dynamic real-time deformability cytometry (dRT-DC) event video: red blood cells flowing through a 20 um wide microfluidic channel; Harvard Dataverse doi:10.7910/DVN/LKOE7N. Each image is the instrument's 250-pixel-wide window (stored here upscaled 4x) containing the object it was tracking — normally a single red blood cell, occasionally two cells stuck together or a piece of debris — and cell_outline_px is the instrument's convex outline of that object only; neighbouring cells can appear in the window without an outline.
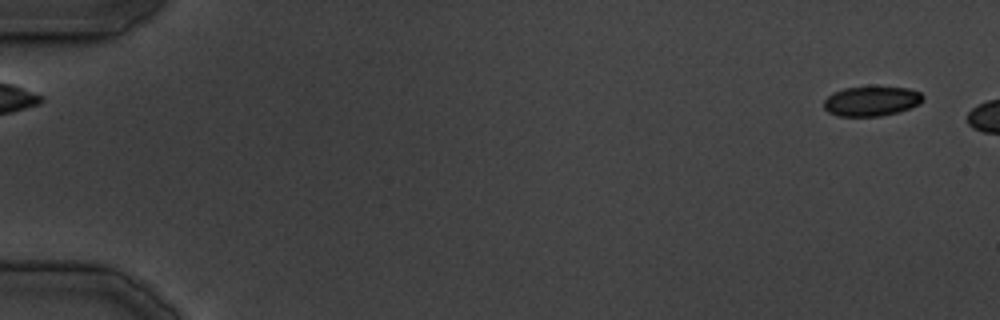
{"species": "common noctule bat (a hibernating species)", "species_latin": "Nyctalus noctula", "temperature_condition": "cold", "stored_images_in_passage": 8, "camera_frame_rate_fps": 3000, "um_per_image_px": 0.085, "animal": {"sex": "male", "body_mass_g": 19.5, "forearm_length_mm": 54.6}, "frame": {"image": 1, "passage_image": 3, "time_ms": 2.333, "image_size_px": [1000, 320], "cell_outline_px": [[924, 100], [920, 104], [896, 112], [880, 116], [840, 116], [828, 112], [824, 108], [824, 100], [832, 92], [844, 88], [908, 88], [920, 92], [924, 96]], "centroid_in_image_um": [74.06, 8.61], "position_along_channel_um": 10.9, "area_um2": 16.88}}